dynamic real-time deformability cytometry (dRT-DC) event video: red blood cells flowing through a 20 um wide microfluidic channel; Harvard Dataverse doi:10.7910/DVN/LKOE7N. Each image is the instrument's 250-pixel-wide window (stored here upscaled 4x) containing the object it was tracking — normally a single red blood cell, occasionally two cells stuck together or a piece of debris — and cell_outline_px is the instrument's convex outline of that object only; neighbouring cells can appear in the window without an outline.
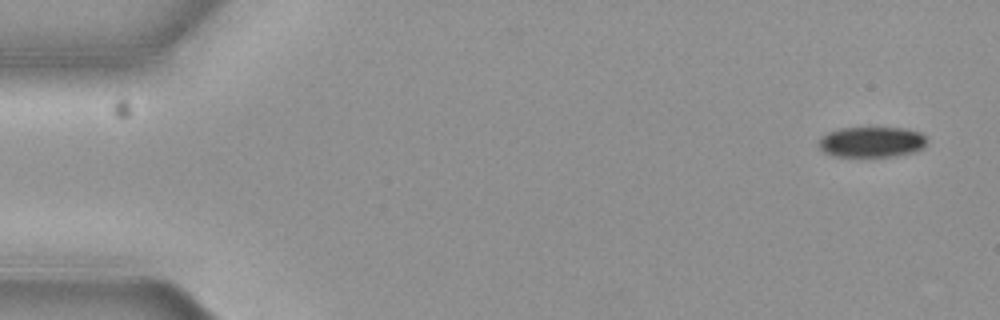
{"species": "common noctule bat (a hibernating species)", "species_latin": "Nyctalus noctula", "temperature_condition": "cold", "stored_images_in_passage": 4, "camera_frame_rate_fps": 3000, "um_per_image_px": 0.085, "animal": {"sex": "female", "body_mass_g": 19.3, "forearm_length_mm": 54.1}, "frame": {"image": 1, "passage_image": 1, "time_ms": 0.0, "image_size_px": [1000, 320], "cell_outline_px": [[924, 144], [920, 148], [912, 152], [892, 156], [836, 156], [824, 152], [820, 148], [820, 136], [828, 132], [840, 128], [904, 128], [920, 132], [924, 136]], "centroid_in_image_um": [74.04, 12.06], "position_along_channel_um": 11.0, "area_um2": 18.84}}